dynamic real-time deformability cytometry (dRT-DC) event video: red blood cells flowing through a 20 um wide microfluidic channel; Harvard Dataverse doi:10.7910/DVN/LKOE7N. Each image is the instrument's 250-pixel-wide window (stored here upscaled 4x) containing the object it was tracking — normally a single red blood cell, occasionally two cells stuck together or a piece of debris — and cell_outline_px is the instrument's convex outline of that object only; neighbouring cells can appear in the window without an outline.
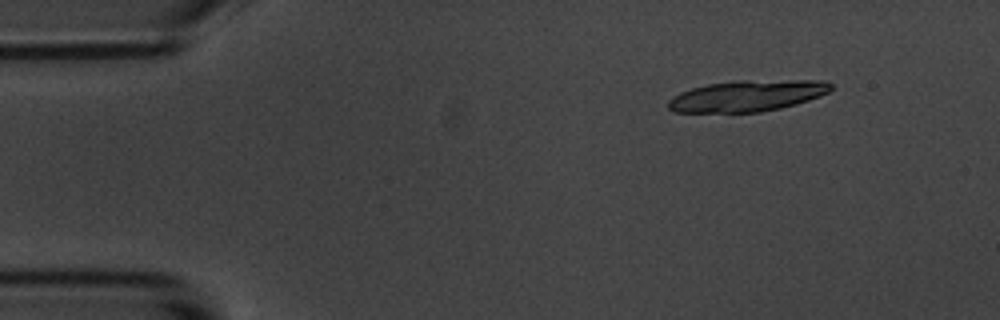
{"species": "common noctule bat (a hibernating species)", "species_latin": "Nyctalus noctula", "temperature_condition": "room temperature", "stored_images_in_passage": 12, "camera_frame_rate_fps": 3000, "um_per_image_px": 0.085, "animal": {"sex": "male", "body_mass_g": 20.1, "forearm_length_mm": 53.5}, "frame": {"image": 1, "passage_image": 1, "time_ms": 0.0, "image_size_px": [1000, 320], "cell_outline_px": [[832, 88], [828, 92], [820, 96], [796, 104], [780, 108], [760, 112], [676, 112], [668, 108], [668, 100], [672, 96], [680, 92], [692, 88], [708, 84], [736, 80], [824, 80], [832, 84]], "centroid_in_image_um": [63.52, 8.14], "position_along_channel_um": 21.5, "area_um2": 29.65}}